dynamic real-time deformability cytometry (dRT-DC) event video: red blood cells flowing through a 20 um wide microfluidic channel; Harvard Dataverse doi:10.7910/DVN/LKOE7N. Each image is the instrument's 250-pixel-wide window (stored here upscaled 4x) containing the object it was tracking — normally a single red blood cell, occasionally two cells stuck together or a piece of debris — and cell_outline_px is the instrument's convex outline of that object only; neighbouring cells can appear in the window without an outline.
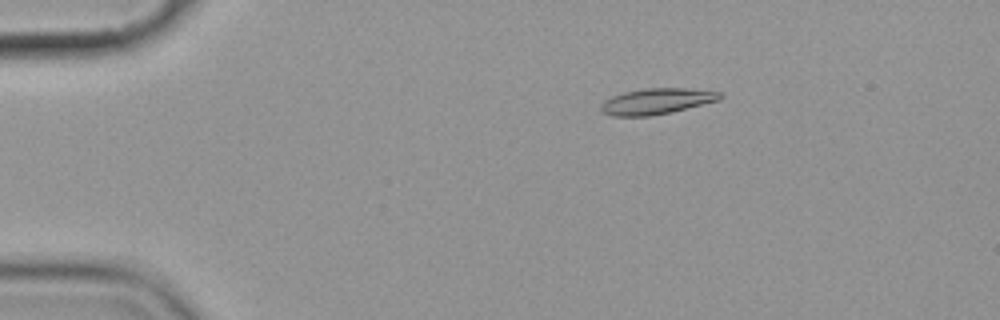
{"species": "common noctule bat (a hibernating species)", "species_latin": "Nyctalus noctula", "temperature_condition": "cold", "stored_images_in_passage": 5, "camera_frame_rate_fps": 3000, "um_per_image_px": 0.085, "animal": {"sex": "female", "body_mass_g": 19.9}, "frame": {"image": 1, "passage_image": 3, "time_ms": 2.333, "image_size_px": [1000, 320], "cell_outline_px": [[724, 96], [720, 100], [672, 112], [652, 116], [612, 116], [604, 112], [600, 108], [600, 104], [604, 100], [612, 96], [624, 92], [648, 88], [684, 88], [724, 92]], "centroid_in_image_um": [55.85, 8.61], "position_along_channel_um": 29.1, "area_um2": 18.09}}